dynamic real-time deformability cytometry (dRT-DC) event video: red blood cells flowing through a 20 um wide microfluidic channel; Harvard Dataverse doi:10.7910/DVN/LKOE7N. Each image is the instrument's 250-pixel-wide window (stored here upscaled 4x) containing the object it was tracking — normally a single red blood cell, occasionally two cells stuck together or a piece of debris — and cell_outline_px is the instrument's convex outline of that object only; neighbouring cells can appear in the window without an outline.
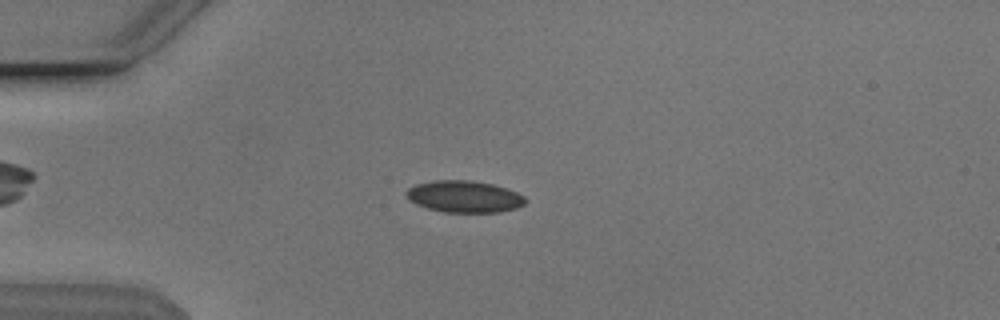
{"species": "Egyptian fruit bat (a non-hibernating species)", "species_latin": "Rousettus aegyptiacus", "temperature_condition": "cold", "stored_images_in_passage": 49, "camera_frame_rate_fps": 3000, "um_per_image_px": 0.085, "animal": {"sex": "male"}, "frame": {"image": 1, "passage_image": 10, "time_ms": 3.0, "image_size_px": [1000, 320], "cell_outline_px": [[528, 200], [524, 204], [516, 208], [500, 212], [444, 212], [428, 208], [416, 204], [408, 200], [404, 196], [404, 192], [408, 188], [416, 184], [436, 180], [468, 180], [492, 184], [516, 192], [524, 196]], "centroid_in_image_um": [39.42, 16.71], "position_along_channel_um": 45.6, "area_um2": 22.08}}
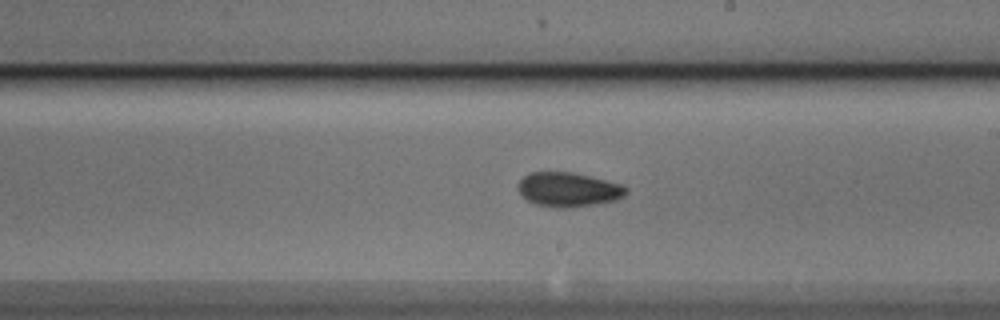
{"frame": {"image": 2, "passage_image": 27, "time_ms": 8.667, "image_size_px": [1000, 320], "cell_outline_px": [[628, 192], [624, 196], [616, 200], [596, 204], [572, 208], [560, 208], [536, 204], [528, 200], [516, 188], [516, 184], [528, 172], [572, 172], [624, 184], [628, 188]], "centroid_in_image_um": [48.33, 16.11], "position_along_channel_um": 240.7, "area_um2": 21.85}}
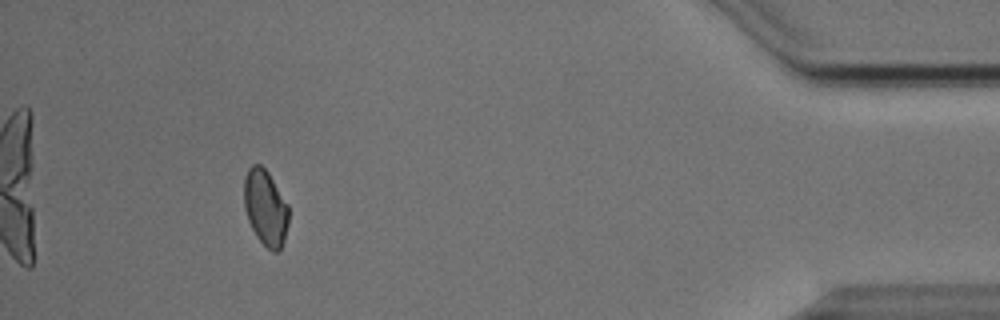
{"frame": {"image": 3, "passage_image": 45, "time_ms": 14.667, "image_size_px": [1000, 320], "cell_outline_px": [[288, 224], [284, 240], [280, 248], [276, 252], [272, 252], [256, 236], [248, 220], [244, 208], [244, 176], [248, 168], [252, 164], [260, 164], [268, 172], [288, 204]], "centroid_in_image_um": [22.55, 17.63], "position_along_channel_um": 412.6, "area_um2": 19.71}, "authors_computed_cell_mechanics": {"area_um2": 20.9236, "velocity_mm_per_s": 3.8387, "shape_relaxation_time_tau1_ms": 2.8825, "shape_relaxation_time_tau2_ms": 2.3979, "deformation_change_tau1": 0.0857, "deformation_change_tau2": 0.0672}}